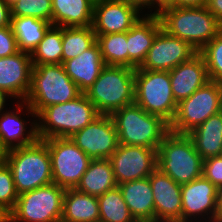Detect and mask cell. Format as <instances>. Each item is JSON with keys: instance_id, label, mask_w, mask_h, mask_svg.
Masks as SVG:
<instances>
[{"instance_id": "6da1fadb", "label": "cell", "mask_w": 222, "mask_h": 222, "mask_svg": "<svg viewBox=\"0 0 222 222\" xmlns=\"http://www.w3.org/2000/svg\"><path fill=\"white\" fill-rule=\"evenodd\" d=\"M81 93L62 64L33 65L29 93L22 102L35 117L47 106L66 103Z\"/></svg>"}, {"instance_id": "7a4b0ae2", "label": "cell", "mask_w": 222, "mask_h": 222, "mask_svg": "<svg viewBox=\"0 0 222 222\" xmlns=\"http://www.w3.org/2000/svg\"><path fill=\"white\" fill-rule=\"evenodd\" d=\"M157 16L166 33L189 42L198 52L222 30V24L206 6H173Z\"/></svg>"}, {"instance_id": "3957f363", "label": "cell", "mask_w": 222, "mask_h": 222, "mask_svg": "<svg viewBox=\"0 0 222 222\" xmlns=\"http://www.w3.org/2000/svg\"><path fill=\"white\" fill-rule=\"evenodd\" d=\"M99 115L85 93L66 103L47 106L36 115L42 121L36 122L38 139L70 138Z\"/></svg>"}, {"instance_id": "277c9868", "label": "cell", "mask_w": 222, "mask_h": 222, "mask_svg": "<svg viewBox=\"0 0 222 222\" xmlns=\"http://www.w3.org/2000/svg\"><path fill=\"white\" fill-rule=\"evenodd\" d=\"M84 93L99 114L112 115L135 102V69L105 65L99 77Z\"/></svg>"}, {"instance_id": "5b68a950", "label": "cell", "mask_w": 222, "mask_h": 222, "mask_svg": "<svg viewBox=\"0 0 222 222\" xmlns=\"http://www.w3.org/2000/svg\"><path fill=\"white\" fill-rule=\"evenodd\" d=\"M7 165L11 168L18 194L53 183L51 158L45 140L8 150Z\"/></svg>"}, {"instance_id": "8992f818", "label": "cell", "mask_w": 222, "mask_h": 222, "mask_svg": "<svg viewBox=\"0 0 222 222\" xmlns=\"http://www.w3.org/2000/svg\"><path fill=\"white\" fill-rule=\"evenodd\" d=\"M114 120L118 142L122 145L157 149L169 132V124L160 116L147 113L135 102L115 111Z\"/></svg>"}, {"instance_id": "52a82bcc", "label": "cell", "mask_w": 222, "mask_h": 222, "mask_svg": "<svg viewBox=\"0 0 222 222\" xmlns=\"http://www.w3.org/2000/svg\"><path fill=\"white\" fill-rule=\"evenodd\" d=\"M203 160L187 134L169 131L157 150V168L181 185L202 176Z\"/></svg>"}, {"instance_id": "ba28073f", "label": "cell", "mask_w": 222, "mask_h": 222, "mask_svg": "<svg viewBox=\"0 0 222 222\" xmlns=\"http://www.w3.org/2000/svg\"><path fill=\"white\" fill-rule=\"evenodd\" d=\"M135 103L147 113L160 116L169 125L178 103L175 101L169 71L135 69Z\"/></svg>"}, {"instance_id": "9c48e42d", "label": "cell", "mask_w": 222, "mask_h": 222, "mask_svg": "<svg viewBox=\"0 0 222 222\" xmlns=\"http://www.w3.org/2000/svg\"><path fill=\"white\" fill-rule=\"evenodd\" d=\"M65 190L51 183L19 194L6 222H61Z\"/></svg>"}, {"instance_id": "30bf717a", "label": "cell", "mask_w": 222, "mask_h": 222, "mask_svg": "<svg viewBox=\"0 0 222 222\" xmlns=\"http://www.w3.org/2000/svg\"><path fill=\"white\" fill-rule=\"evenodd\" d=\"M221 111L222 83L209 81L189 98L178 103L176 115L169 125V131L188 134L210 116Z\"/></svg>"}, {"instance_id": "8fae6325", "label": "cell", "mask_w": 222, "mask_h": 222, "mask_svg": "<svg viewBox=\"0 0 222 222\" xmlns=\"http://www.w3.org/2000/svg\"><path fill=\"white\" fill-rule=\"evenodd\" d=\"M51 158L53 183L76 188L92 159L70 138L45 139Z\"/></svg>"}, {"instance_id": "7c38bea8", "label": "cell", "mask_w": 222, "mask_h": 222, "mask_svg": "<svg viewBox=\"0 0 222 222\" xmlns=\"http://www.w3.org/2000/svg\"><path fill=\"white\" fill-rule=\"evenodd\" d=\"M109 159L118 185L149 177L157 169V149L119 144Z\"/></svg>"}, {"instance_id": "4fadbf2b", "label": "cell", "mask_w": 222, "mask_h": 222, "mask_svg": "<svg viewBox=\"0 0 222 222\" xmlns=\"http://www.w3.org/2000/svg\"><path fill=\"white\" fill-rule=\"evenodd\" d=\"M70 139L92 160L109 159L117 149L118 134L111 115L100 114Z\"/></svg>"}, {"instance_id": "5bb4252c", "label": "cell", "mask_w": 222, "mask_h": 222, "mask_svg": "<svg viewBox=\"0 0 222 222\" xmlns=\"http://www.w3.org/2000/svg\"><path fill=\"white\" fill-rule=\"evenodd\" d=\"M198 53L189 42L173 37L161 29L139 67L146 70L170 71Z\"/></svg>"}, {"instance_id": "9a60e30c", "label": "cell", "mask_w": 222, "mask_h": 222, "mask_svg": "<svg viewBox=\"0 0 222 222\" xmlns=\"http://www.w3.org/2000/svg\"><path fill=\"white\" fill-rule=\"evenodd\" d=\"M139 13L124 0L96 1L92 23L95 35L127 32L140 19Z\"/></svg>"}, {"instance_id": "2e32d148", "label": "cell", "mask_w": 222, "mask_h": 222, "mask_svg": "<svg viewBox=\"0 0 222 222\" xmlns=\"http://www.w3.org/2000/svg\"><path fill=\"white\" fill-rule=\"evenodd\" d=\"M149 179L154 198L155 222H182V185L158 168Z\"/></svg>"}, {"instance_id": "e0dca14e", "label": "cell", "mask_w": 222, "mask_h": 222, "mask_svg": "<svg viewBox=\"0 0 222 222\" xmlns=\"http://www.w3.org/2000/svg\"><path fill=\"white\" fill-rule=\"evenodd\" d=\"M216 195L217 187L203 176L182 184V222H192L191 217L196 215H210L209 222H216Z\"/></svg>"}, {"instance_id": "ac0fdd59", "label": "cell", "mask_w": 222, "mask_h": 222, "mask_svg": "<svg viewBox=\"0 0 222 222\" xmlns=\"http://www.w3.org/2000/svg\"><path fill=\"white\" fill-rule=\"evenodd\" d=\"M31 54L19 51L0 58V91L6 96L22 99L27 97L31 85Z\"/></svg>"}, {"instance_id": "d6986e66", "label": "cell", "mask_w": 222, "mask_h": 222, "mask_svg": "<svg viewBox=\"0 0 222 222\" xmlns=\"http://www.w3.org/2000/svg\"><path fill=\"white\" fill-rule=\"evenodd\" d=\"M169 74L172 94L177 103L189 98L210 81L204 58L199 52L170 70Z\"/></svg>"}, {"instance_id": "ffe728a7", "label": "cell", "mask_w": 222, "mask_h": 222, "mask_svg": "<svg viewBox=\"0 0 222 222\" xmlns=\"http://www.w3.org/2000/svg\"><path fill=\"white\" fill-rule=\"evenodd\" d=\"M162 29L159 17L147 15L127 31L128 67L136 69L144 62L157 33Z\"/></svg>"}, {"instance_id": "44dd1931", "label": "cell", "mask_w": 222, "mask_h": 222, "mask_svg": "<svg viewBox=\"0 0 222 222\" xmlns=\"http://www.w3.org/2000/svg\"><path fill=\"white\" fill-rule=\"evenodd\" d=\"M62 65L82 93L96 81L105 66L97 42L78 57L64 61Z\"/></svg>"}, {"instance_id": "7402d4cb", "label": "cell", "mask_w": 222, "mask_h": 222, "mask_svg": "<svg viewBox=\"0 0 222 222\" xmlns=\"http://www.w3.org/2000/svg\"><path fill=\"white\" fill-rule=\"evenodd\" d=\"M137 222H155V206L149 177L118 185Z\"/></svg>"}, {"instance_id": "603a6c76", "label": "cell", "mask_w": 222, "mask_h": 222, "mask_svg": "<svg viewBox=\"0 0 222 222\" xmlns=\"http://www.w3.org/2000/svg\"><path fill=\"white\" fill-rule=\"evenodd\" d=\"M94 3L93 0H52V25L91 26Z\"/></svg>"}, {"instance_id": "cb8c5ba5", "label": "cell", "mask_w": 222, "mask_h": 222, "mask_svg": "<svg viewBox=\"0 0 222 222\" xmlns=\"http://www.w3.org/2000/svg\"><path fill=\"white\" fill-rule=\"evenodd\" d=\"M97 221H100L97 197L78 191L75 188L66 189L63 197L61 222Z\"/></svg>"}, {"instance_id": "d4e9b609", "label": "cell", "mask_w": 222, "mask_h": 222, "mask_svg": "<svg viewBox=\"0 0 222 222\" xmlns=\"http://www.w3.org/2000/svg\"><path fill=\"white\" fill-rule=\"evenodd\" d=\"M203 159L222 155V111L187 134Z\"/></svg>"}, {"instance_id": "484cf974", "label": "cell", "mask_w": 222, "mask_h": 222, "mask_svg": "<svg viewBox=\"0 0 222 222\" xmlns=\"http://www.w3.org/2000/svg\"><path fill=\"white\" fill-rule=\"evenodd\" d=\"M117 186L110 159H93L75 189L99 197Z\"/></svg>"}, {"instance_id": "4316f807", "label": "cell", "mask_w": 222, "mask_h": 222, "mask_svg": "<svg viewBox=\"0 0 222 222\" xmlns=\"http://www.w3.org/2000/svg\"><path fill=\"white\" fill-rule=\"evenodd\" d=\"M17 107L15 113L6 111L0 115V139L8 150L32 144L38 139L36 122H32L30 131L27 136H24L27 126H25V120L23 121L20 115L18 116V113L22 112L24 104H19Z\"/></svg>"}, {"instance_id": "83f0119b", "label": "cell", "mask_w": 222, "mask_h": 222, "mask_svg": "<svg viewBox=\"0 0 222 222\" xmlns=\"http://www.w3.org/2000/svg\"><path fill=\"white\" fill-rule=\"evenodd\" d=\"M51 25V23L35 17H11V27L19 51L31 54Z\"/></svg>"}, {"instance_id": "f1b7e54d", "label": "cell", "mask_w": 222, "mask_h": 222, "mask_svg": "<svg viewBox=\"0 0 222 222\" xmlns=\"http://www.w3.org/2000/svg\"><path fill=\"white\" fill-rule=\"evenodd\" d=\"M96 43L91 26L62 27V63L78 57Z\"/></svg>"}, {"instance_id": "f546056e", "label": "cell", "mask_w": 222, "mask_h": 222, "mask_svg": "<svg viewBox=\"0 0 222 222\" xmlns=\"http://www.w3.org/2000/svg\"><path fill=\"white\" fill-rule=\"evenodd\" d=\"M62 52V27L51 25L31 53L32 64H62Z\"/></svg>"}, {"instance_id": "4dcf8cb0", "label": "cell", "mask_w": 222, "mask_h": 222, "mask_svg": "<svg viewBox=\"0 0 222 222\" xmlns=\"http://www.w3.org/2000/svg\"><path fill=\"white\" fill-rule=\"evenodd\" d=\"M100 221L102 222H137L128 209L119 187L106 191L97 197Z\"/></svg>"}, {"instance_id": "1f68e13d", "label": "cell", "mask_w": 222, "mask_h": 222, "mask_svg": "<svg viewBox=\"0 0 222 222\" xmlns=\"http://www.w3.org/2000/svg\"><path fill=\"white\" fill-rule=\"evenodd\" d=\"M105 65L128 67L127 32L96 35Z\"/></svg>"}, {"instance_id": "d6a6232c", "label": "cell", "mask_w": 222, "mask_h": 222, "mask_svg": "<svg viewBox=\"0 0 222 222\" xmlns=\"http://www.w3.org/2000/svg\"><path fill=\"white\" fill-rule=\"evenodd\" d=\"M199 53L204 58L210 81L222 83V30Z\"/></svg>"}, {"instance_id": "836d02e7", "label": "cell", "mask_w": 222, "mask_h": 222, "mask_svg": "<svg viewBox=\"0 0 222 222\" xmlns=\"http://www.w3.org/2000/svg\"><path fill=\"white\" fill-rule=\"evenodd\" d=\"M11 17H35L52 24V0H18L10 7Z\"/></svg>"}, {"instance_id": "e575fe53", "label": "cell", "mask_w": 222, "mask_h": 222, "mask_svg": "<svg viewBox=\"0 0 222 222\" xmlns=\"http://www.w3.org/2000/svg\"><path fill=\"white\" fill-rule=\"evenodd\" d=\"M18 196L11 168L4 163L0 165V210L6 217L15 208Z\"/></svg>"}, {"instance_id": "d590c367", "label": "cell", "mask_w": 222, "mask_h": 222, "mask_svg": "<svg viewBox=\"0 0 222 222\" xmlns=\"http://www.w3.org/2000/svg\"><path fill=\"white\" fill-rule=\"evenodd\" d=\"M202 176L211 181L217 188L222 187V155L203 160Z\"/></svg>"}, {"instance_id": "8d00e7d4", "label": "cell", "mask_w": 222, "mask_h": 222, "mask_svg": "<svg viewBox=\"0 0 222 222\" xmlns=\"http://www.w3.org/2000/svg\"><path fill=\"white\" fill-rule=\"evenodd\" d=\"M19 52L16 37L11 26L0 27V58Z\"/></svg>"}, {"instance_id": "74e56055", "label": "cell", "mask_w": 222, "mask_h": 222, "mask_svg": "<svg viewBox=\"0 0 222 222\" xmlns=\"http://www.w3.org/2000/svg\"><path fill=\"white\" fill-rule=\"evenodd\" d=\"M6 26H11V10L3 0H0V27Z\"/></svg>"}, {"instance_id": "f35d334b", "label": "cell", "mask_w": 222, "mask_h": 222, "mask_svg": "<svg viewBox=\"0 0 222 222\" xmlns=\"http://www.w3.org/2000/svg\"><path fill=\"white\" fill-rule=\"evenodd\" d=\"M205 6L222 24V0H207Z\"/></svg>"}, {"instance_id": "ab89813d", "label": "cell", "mask_w": 222, "mask_h": 222, "mask_svg": "<svg viewBox=\"0 0 222 222\" xmlns=\"http://www.w3.org/2000/svg\"><path fill=\"white\" fill-rule=\"evenodd\" d=\"M157 3V4H156ZM156 4V11L148 15H159L163 10L173 7V0H151V7Z\"/></svg>"}, {"instance_id": "60d3db41", "label": "cell", "mask_w": 222, "mask_h": 222, "mask_svg": "<svg viewBox=\"0 0 222 222\" xmlns=\"http://www.w3.org/2000/svg\"><path fill=\"white\" fill-rule=\"evenodd\" d=\"M207 0H173V6L176 7H198L205 6Z\"/></svg>"}, {"instance_id": "b9f144b4", "label": "cell", "mask_w": 222, "mask_h": 222, "mask_svg": "<svg viewBox=\"0 0 222 222\" xmlns=\"http://www.w3.org/2000/svg\"><path fill=\"white\" fill-rule=\"evenodd\" d=\"M222 219V187L217 188L216 195V221Z\"/></svg>"}, {"instance_id": "7bdbcfd3", "label": "cell", "mask_w": 222, "mask_h": 222, "mask_svg": "<svg viewBox=\"0 0 222 222\" xmlns=\"http://www.w3.org/2000/svg\"><path fill=\"white\" fill-rule=\"evenodd\" d=\"M126 1L129 5L135 7L138 11L141 9L146 8H151V0H124Z\"/></svg>"}, {"instance_id": "ee69618b", "label": "cell", "mask_w": 222, "mask_h": 222, "mask_svg": "<svg viewBox=\"0 0 222 222\" xmlns=\"http://www.w3.org/2000/svg\"><path fill=\"white\" fill-rule=\"evenodd\" d=\"M8 149L2 144L0 139V165L6 163Z\"/></svg>"}, {"instance_id": "f6af8a7d", "label": "cell", "mask_w": 222, "mask_h": 222, "mask_svg": "<svg viewBox=\"0 0 222 222\" xmlns=\"http://www.w3.org/2000/svg\"><path fill=\"white\" fill-rule=\"evenodd\" d=\"M6 95L0 91V113H2V109L4 108L6 102ZM1 115V114H0Z\"/></svg>"}, {"instance_id": "bcb514c9", "label": "cell", "mask_w": 222, "mask_h": 222, "mask_svg": "<svg viewBox=\"0 0 222 222\" xmlns=\"http://www.w3.org/2000/svg\"><path fill=\"white\" fill-rule=\"evenodd\" d=\"M9 7L14 5L18 0H3Z\"/></svg>"}, {"instance_id": "7dc6e473", "label": "cell", "mask_w": 222, "mask_h": 222, "mask_svg": "<svg viewBox=\"0 0 222 222\" xmlns=\"http://www.w3.org/2000/svg\"><path fill=\"white\" fill-rule=\"evenodd\" d=\"M0 222H6V216L3 214L1 210H0Z\"/></svg>"}]
</instances>
